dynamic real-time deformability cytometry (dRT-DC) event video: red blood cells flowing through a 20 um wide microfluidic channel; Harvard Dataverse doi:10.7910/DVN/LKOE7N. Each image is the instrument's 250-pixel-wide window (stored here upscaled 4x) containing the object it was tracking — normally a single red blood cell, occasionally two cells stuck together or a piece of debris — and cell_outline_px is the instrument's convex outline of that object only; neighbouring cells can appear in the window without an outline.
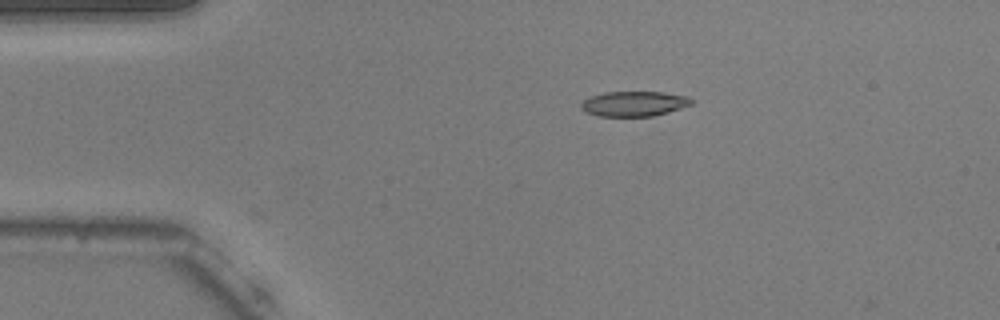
{"species": "common noctule bat (a hibernating species)", "species_latin": "Nyctalus noctula", "temperature_condition": "warm", "stored_images_in_passage": 2, "camera_frame_rate_fps": 3000, "um_per_image_px": 0.085, "animal": {"sex": "male", "body_mass_g": 20.5, "forearm_length_mm": 52.5}, "frame": {"image": 1, "passage_image": 2, "time_ms": 0.333, "image_size_px": [1000, 320], "cell_outline_px": [[692, 104], [668, 112], [652, 116], [600, 116], [584, 112], [580, 108], [580, 104], [584, 100], [592, 96], [604, 92], [664, 92], [688, 96], [692, 100]], "centroid_in_image_um": [53.87, 8.81], "position_along_channel_um": 31.1, "area_um2": 16.07}}